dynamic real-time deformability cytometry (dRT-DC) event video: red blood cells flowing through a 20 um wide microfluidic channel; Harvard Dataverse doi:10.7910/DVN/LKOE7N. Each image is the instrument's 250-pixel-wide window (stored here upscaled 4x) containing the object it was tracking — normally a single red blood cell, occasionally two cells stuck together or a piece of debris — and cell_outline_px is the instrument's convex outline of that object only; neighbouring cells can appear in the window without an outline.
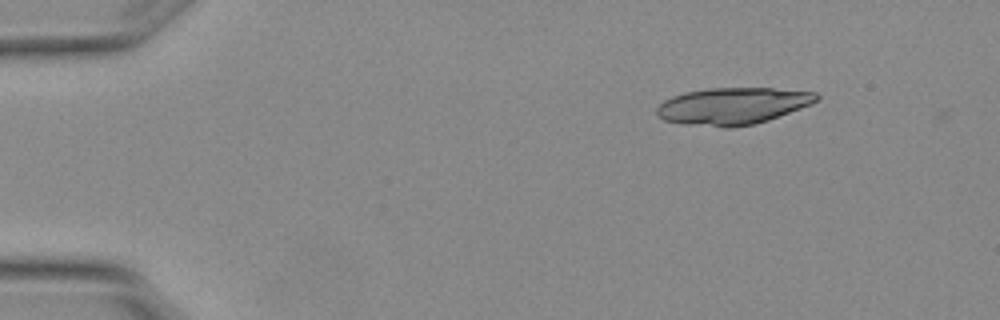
{"species": "Egyptian fruit bat (a non-hibernating species)", "species_latin": "Rousettus aegyptiacus", "temperature_condition": "warm", "stored_images_in_passage": 8, "segment_of_instrument_passage": [1, 2], "camera_frame_rate_fps": 3000, "um_per_image_px": 0.085, "animal": {"sex": "female"}, "frame": {"image": 1, "passage_image": 1, "time_ms": 0.0, "image_size_px": [1000, 320], "cell_outline_px": [[820, 100], [812, 104], [768, 120], [752, 124], [732, 128], [724, 128], [684, 124], [664, 120], [656, 112], [656, 108], [664, 100], [672, 96], [684, 92], [708, 88], [772, 88], [816, 92], [820, 96]], "centroid_in_image_um": [62.29, 9.01], "position_along_channel_um": 22.7, "area_um2": 34.51}}